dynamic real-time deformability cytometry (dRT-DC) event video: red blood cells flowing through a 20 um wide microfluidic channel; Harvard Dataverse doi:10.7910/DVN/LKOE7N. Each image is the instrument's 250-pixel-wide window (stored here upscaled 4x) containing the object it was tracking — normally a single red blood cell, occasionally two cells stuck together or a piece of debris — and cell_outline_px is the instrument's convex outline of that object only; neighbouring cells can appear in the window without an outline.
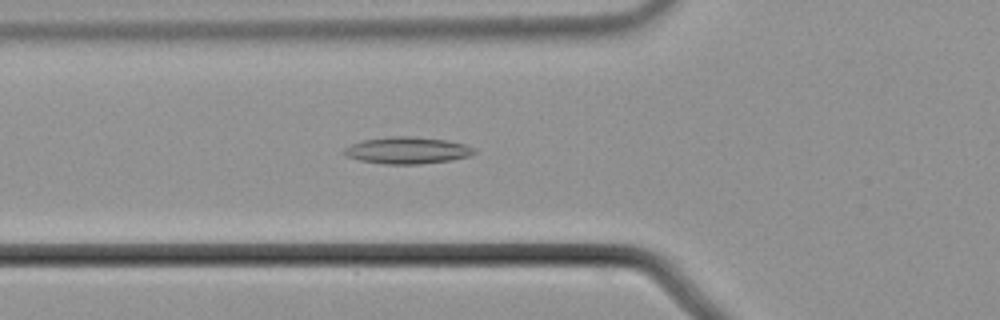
{"species": "common noctule bat (a hibernating species)", "species_latin": "Nyctalus noctula", "temperature_condition": "cold", "stored_images_in_passage": 56, "camera_frame_rate_fps": 3000, "um_per_image_px": 0.085, "animal": {"sex": "male", "body_mass_g": 21.5, "forearm_length_mm": 52.0}, "frame": {"image": 1, "passage_image": 21, "time_ms": 6.667, "image_size_px": [1000, 320], "cell_outline_px": [[476, 152], [468, 156], [452, 160], [420, 164], [384, 164], [360, 160], [344, 156], [340, 152], [344, 148], [352, 144], [364, 140], [392, 136], [412, 136], [444, 140], [464, 144], [476, 148]], "centroid_in_image_um": [34.59, 12.79], "position_along_channel_um": 91.2, "area_um2": 20.35}}
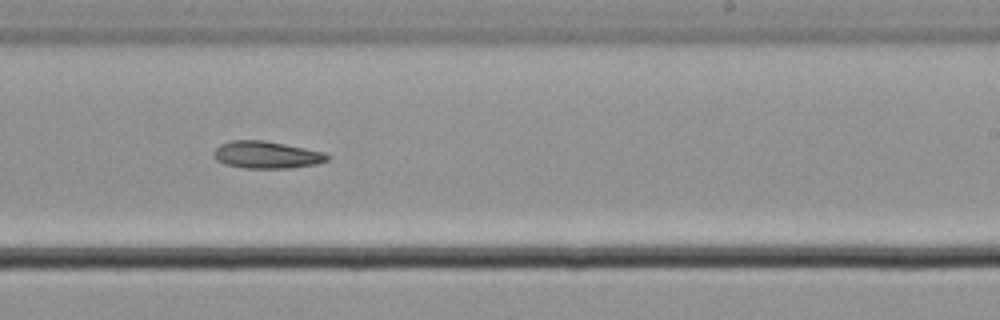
{"frame": {"image": 2, "passage_image": 35, "time_ms": 11.333, "image_size_px": [1000, 320], "cell_outline_px": [[328, 160], [316, 164], [292, 168], [244, 168], [224, 164], [216, 160], [212, 156], [212, 152], [220, 144], [232, 140], [264, 140], [324, 152], [328, 156]], "centroid_in_image_um": [22.6, 13.16], "position_along_channel_um": 266.4, "area_um2": 18.03}}
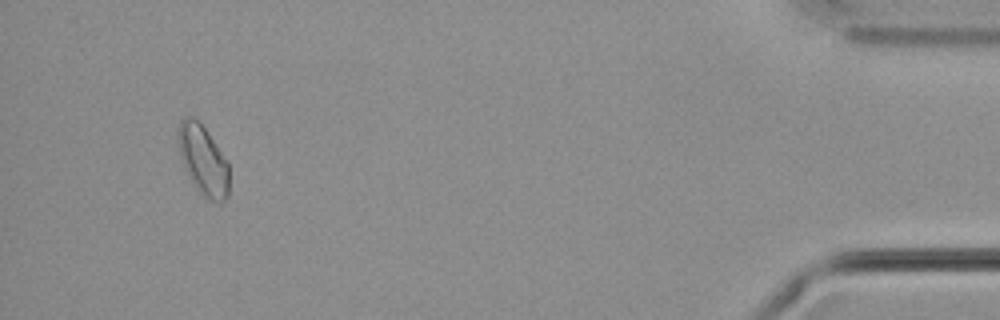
{"frame": {"image": 3, "passage_image": 53, "time_ms": 17.333, "image_size_px": [1000, 320], "cell_outline_px": [[228, 196], [220, 204], [204, 196], [196, 188], [180, 160], [176, 132], [180, 120], [184, 116], [188, 116], [196, 120], [204, 128], [228, 164]], "centroid_in_image_um": [17.22, 13.61], "position_along_channel_um": 418.0, "area_um2": 20.4}}